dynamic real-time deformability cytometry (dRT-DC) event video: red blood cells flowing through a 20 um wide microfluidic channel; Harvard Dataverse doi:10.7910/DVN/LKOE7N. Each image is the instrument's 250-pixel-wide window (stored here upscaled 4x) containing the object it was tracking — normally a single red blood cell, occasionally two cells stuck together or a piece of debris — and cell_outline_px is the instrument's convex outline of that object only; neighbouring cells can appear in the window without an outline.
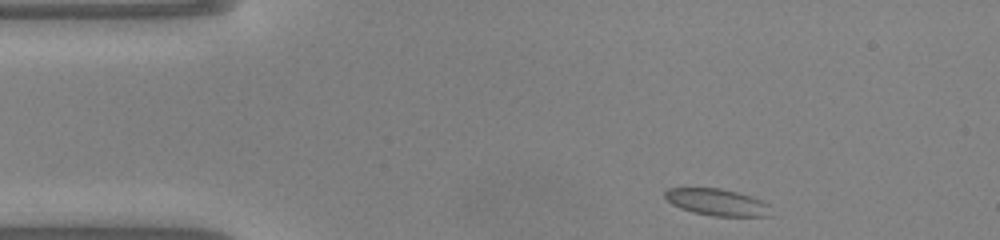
{"species": "common noctule bat (a hibernating species)", "species_latin": "Nyctalus noctula", "temperature_condition": "warm", "stored_images_in_passage": 43, "camera_frame_rate_fps": 3000, "um_per_image_px": 0.085, "animal": {"sex": "male", "body_mass_g": 20.0, "forearm_length_mm": 53.3}, "frame": {"image": 1, "passage_image": 1, "time_ms": 0.0, "image_size_px": [1000, 240], "cell_outline_px": [[768, 216], [712, 216], [692, 212], [680, 208], [672, 204], [664, 196], [664, 192], [668, 188], [720, 188], [736, 192], [760, 200], [768, 204]], "centroid_in_image_um": [60.87, 17.18], "position_along_channel_um": 24.1, "area_um2": 16.24}}
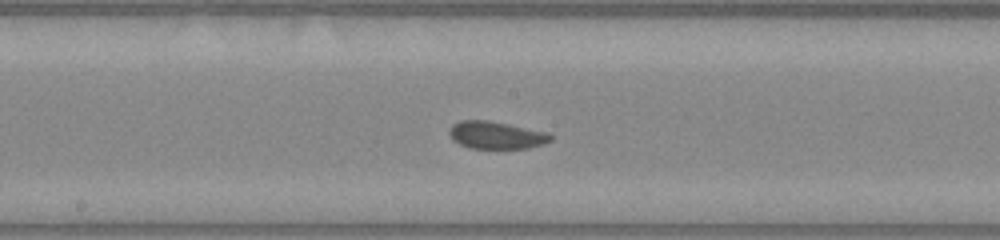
{"frame": {"image": 2, "passage_image": 19, "time_ms": 6.0, "image_size_px": [1000, 240], "cell_outline_px": [[552, 140], [544, 144], [528, 148], [468, 148], [452, 140], [448, 132], [448, 128], [452, 124], [460, 120], [488, 120], [548, 132], [552, 136]], "centroid_in_image_um": [42.15, 11.48], "position_along_channel_um": 206.1, "area_um2": 16.36}}
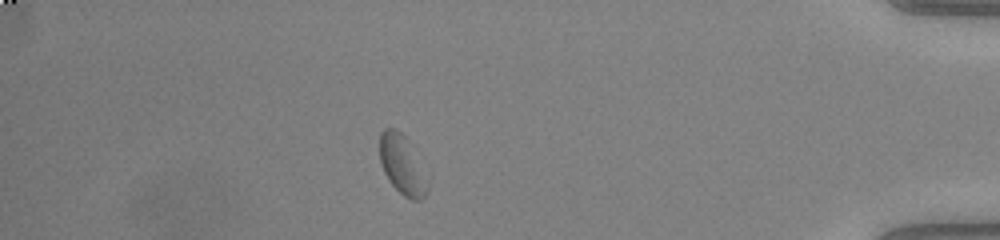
{"frame": {"image": 3, "passage_image": 37, "time_ms": 12.0, "image_size_px": [1000, 240], "cell_outline_px": [[428, 192], [420, 200], [412, 200], [404, 196], [388, 180], [380, 164], [380, 132], [384, 128], [396, 128], [412, 144], [428, 180]], "centroid_in_image_um": [34.2, 14.0], "position_along_channel_um": 401.0, "area_um2": 16.7}, "authors_computed_cell_mechanics": {"area_um2": 16.2996, "velocity_mm_per_s": 4.0356, "shape_relaxation_time_tau1_ms": null, "shape_relaxation_time_tau2_ms": 1.0239, "deformation_change_tau1": null, "deformation_change_tau2": 0.0541}}